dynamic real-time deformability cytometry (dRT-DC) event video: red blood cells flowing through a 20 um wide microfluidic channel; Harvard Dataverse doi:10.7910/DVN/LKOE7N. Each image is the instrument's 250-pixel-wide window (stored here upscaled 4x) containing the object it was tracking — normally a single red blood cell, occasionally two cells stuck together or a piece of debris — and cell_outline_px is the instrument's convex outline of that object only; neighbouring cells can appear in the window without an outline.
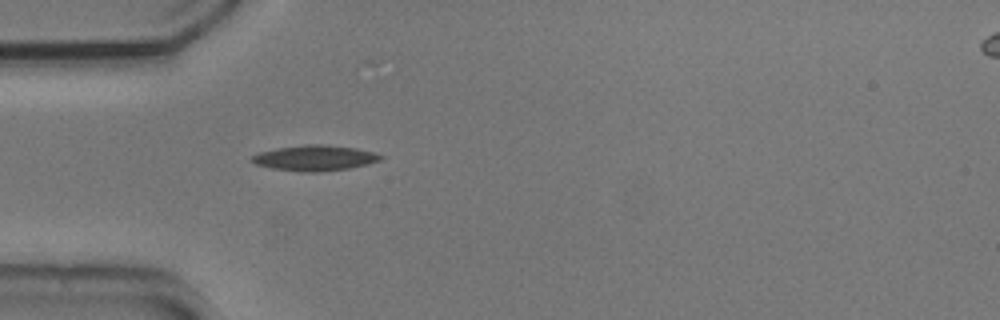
{"species": "common noctule bat (a hibernating species)", "species_latin": "Nyctalus noctula", "temperature_condition": "cold", "stored_images_in_passage": 39, "camera_frame_rate_fps": 3000, "um_per_image_px": 0.085, "animal": {"sex": "male", "body_mass_g": 20.5, "forearm_length_mm": 52.5}, "frame": {"image": 1, "passage_image": 1, "time_ms": 0.0, "image_size_px": [1000, 320], "cell_outline_px": [[384, 156], [380, 160], [348, 168], [320, 172], [304, 172], [272, 168], [256, 164], [248, 160], [252, 156], [260, 152], [276, 148], [304, 144], [320, 144], [356, 148], [372, 152]], "centroid_in_image_um": [26.7, 13.42], "position_along_channel_um": 58.3, "area_um2": 18.96}}
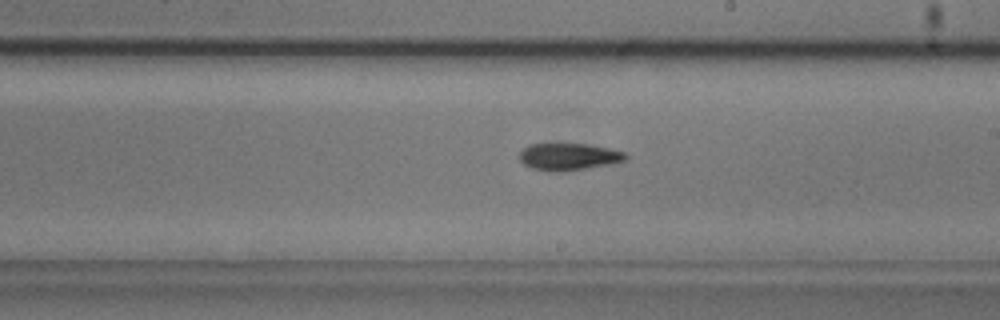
{"frame": {"image": 2, "passage_image": 16, "time_ms": 5.0, "image_size_px": [1000, 320], "cell_outline_px": [[628, 156], [624, 160], [612, 164], [560, 172], [552, 172], [532, 168], [524, 164], [516, 156], [528, 144], [588, 144], [628, 152]], "centroid_in_image_um": [48.33, 13.32], "position_along_channel_um": 240.7, "area_um2": 16.88}}
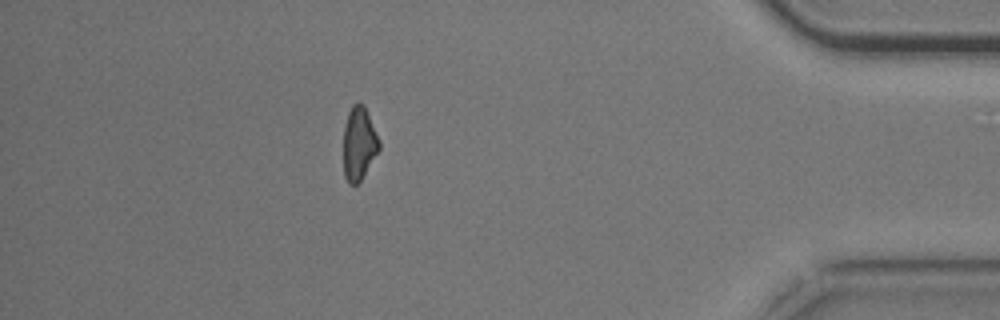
{"frame": {"image": 3, "passage_image": 33, "time_ms": 10.667, "image_size_px": [1000, 320], "cell_outline_px": [[380, 148], [360, 180], [356, 184], [348, 184], [344, 176], [344, 128], [348, 112], [352, 104], [364, 104], [380, 140]], "centroid_in_image_um": [30.51, 12.18], "position_along_channel_um": 404.7, "area_um2": 15.09}, "authors_computed_cell_mechanics": {"area_um2": 16.6464, "velocity_mm_per_s": 3.7073, "shape_relaxation_time_tau1_ms": 3.9615, "shape_relaxation_time_tau2_ms": null, "deformation_change_tau1": 0.1215, "deformation_change_tau2": null}}